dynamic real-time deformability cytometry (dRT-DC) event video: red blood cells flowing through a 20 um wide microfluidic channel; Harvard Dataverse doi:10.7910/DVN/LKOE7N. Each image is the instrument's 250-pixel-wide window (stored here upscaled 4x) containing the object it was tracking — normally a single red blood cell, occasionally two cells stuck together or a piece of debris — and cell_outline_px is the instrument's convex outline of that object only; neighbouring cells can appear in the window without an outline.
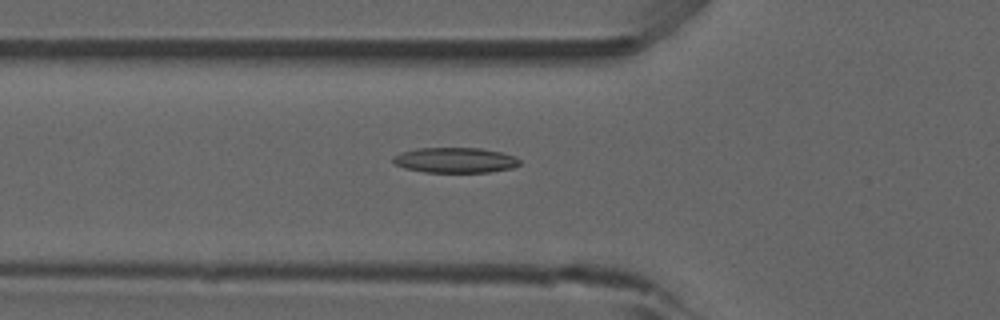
{"species": "common noctule bat (a hibernating species)", "species_latin": "Nyctalus noctula", "temperature_condition": "room temperature", "stored_images_in_passage": 49, "camera_frame_rate_fps": 3000, "um_per_image_px": 0.085, "animal": {"sex": "male", "forearm_length_mm": 52.5}, "frame": {"image": 1, "passage_image": 15, "time_ms": 4.667, "image_size_px": [1000, 320], "cell_outline_px": [[520, 164], [512, 168], [488, 172], [424, 172], [404, 168], [396, 164], [392, 160], [392, 156], [400, 152], [416, 148], [480, 148], [500, 152], [516, 156], [520, 160]], "centroid_in_image_um": [38.67, 13.61], "position_along_channel_um": 87.1, "area_um2": 18.73}, "authors_computed_cell_mechanics": {"area_um2": 18.1492, "velocity_mm_per_s": 3.8877, "shape_relaxation_time_tau1_ms": 9.5961, "shape_relaxation_time_tau2_ms": 9.9381, "deformation_change_tau1": 0.2248, "deformation_change_tau2": 0.2005}}